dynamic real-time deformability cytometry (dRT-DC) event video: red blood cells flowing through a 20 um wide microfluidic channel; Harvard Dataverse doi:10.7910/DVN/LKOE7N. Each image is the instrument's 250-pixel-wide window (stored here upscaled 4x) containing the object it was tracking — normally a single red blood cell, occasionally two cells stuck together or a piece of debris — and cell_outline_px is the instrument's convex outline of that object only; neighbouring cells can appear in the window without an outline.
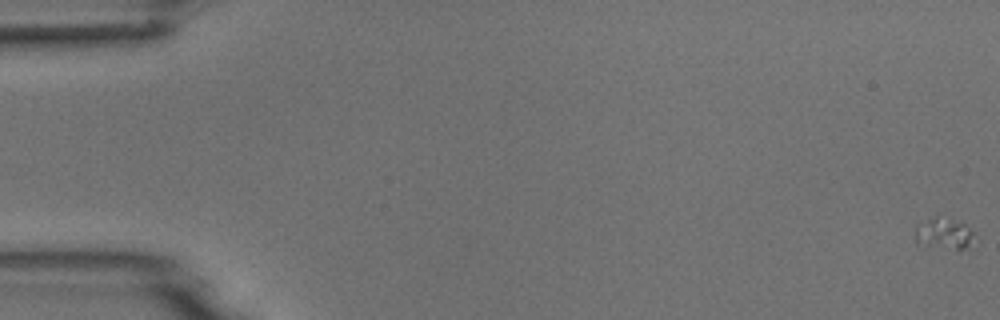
{"species": "common noctule bat (a hibernating species)", "species_latin": "Nyctalus noctula", "temperature_condition": "room temperature", "stored_images_in_passage": 6, "camera_frame_rate_fps": 3000, "um_per_image_px": 0.085, "animal": {"sex": "male", "body_mass_g": 18.8}, "frame": {"image": 1, "passage_image": 1, "time_ms": 0.0, "image_size_px": [1000, 320], "cell_outline_px": [[972, 232], [968, 244], [960, 252], [916, 244], [916, 224], [936, 216], [964, 224]], "centroid_in_image_um": [80.14, 19.91], "position_along_channel_um": 4.9, "area_um2": 10.58}}
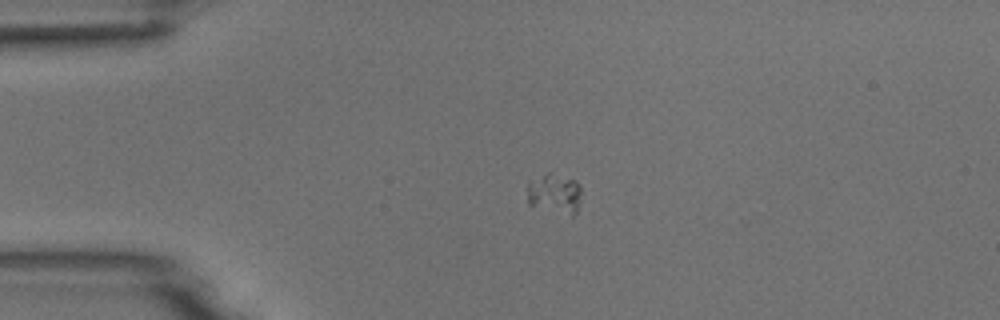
{"frame": {"image": 2, "passage_image": 5, "time_ms": 4.667, "image_size_px": [1000, 320], "cell_outline_px": [[580, 192], [576, 212], [572, 216], [528, 204], [528, 180], [548, 172], [552, 172], [576, 180], [580, 184]], "centroid_in_image_um": [47.12, 16.41], "position_along_channel_um": 37.9, "area_um2": 12.6}}